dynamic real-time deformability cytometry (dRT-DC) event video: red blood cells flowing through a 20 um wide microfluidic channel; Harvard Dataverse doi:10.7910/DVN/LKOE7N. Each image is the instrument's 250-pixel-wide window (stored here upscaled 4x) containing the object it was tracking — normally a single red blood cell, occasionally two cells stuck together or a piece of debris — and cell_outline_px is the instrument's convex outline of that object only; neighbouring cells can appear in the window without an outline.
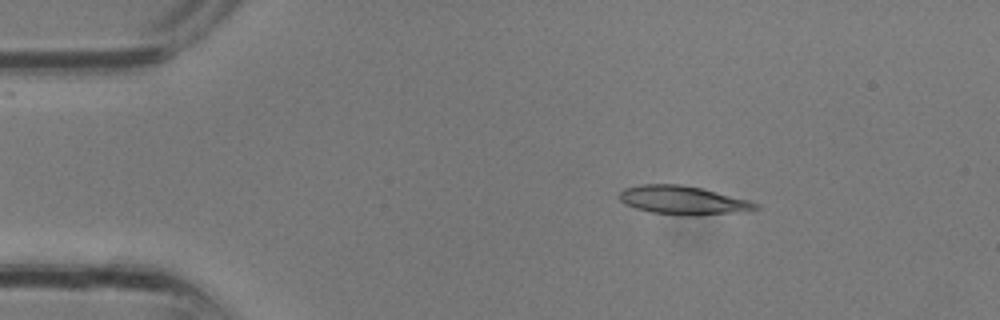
{"species": "common noctule bat (a hibernating species)", "species_latin": "Nyctalus noctula", "temperature_condition": "room temperature", "stored_images_in_passage": 15, "camera_frame_rate_fps": 3000, "um_per_image_px": 0.085, "animal": {"sex": "male", "body_mass_g": 13.3}, "frame": {"image": 1, "passage_image": 5, "time_ms": 1.333, "image_size_px": [1000, 320], "cell_outline_px": [[760, 208], [748, 212], [696, 216], [684, 216], [652, 212], [636, 208], [624, 204], [620, 200], [620, 192], [624, 188], [640, 184], [680, 184], [700, 188], [748, 200], [760, 204]], "centroid_in_image_um": [58.1, 17.04], "position_along_channel_um": 26.9, "area_um2": 22.95}}
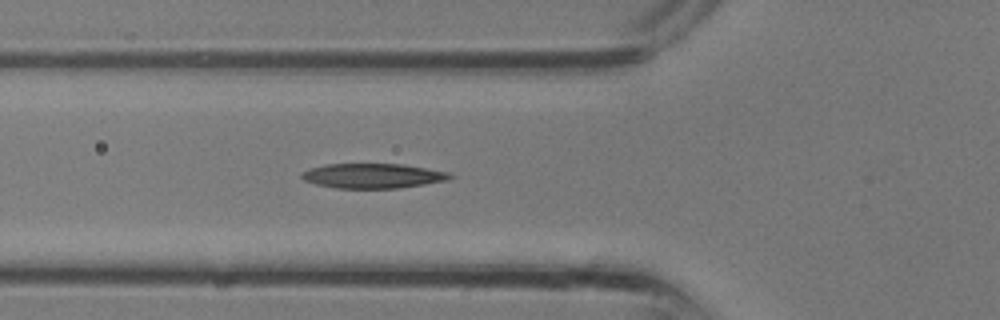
{"frame": {"image": 2, "passage_image": 11, "time_ms": 3.333, "image_size_px": [1000, 320], "cell_outline_px": [[456, 176], [448, 180], [400, 188], [336, 188], [316, 184], [304, 180], [300, 176], [304, 172], [312, 168], [324, 164], [404, 164], [448, 172]], "centroid_in_image_um": [31.73, 14.94], "position_along_channel_um": 94.1, "area_um2": 21.33}}
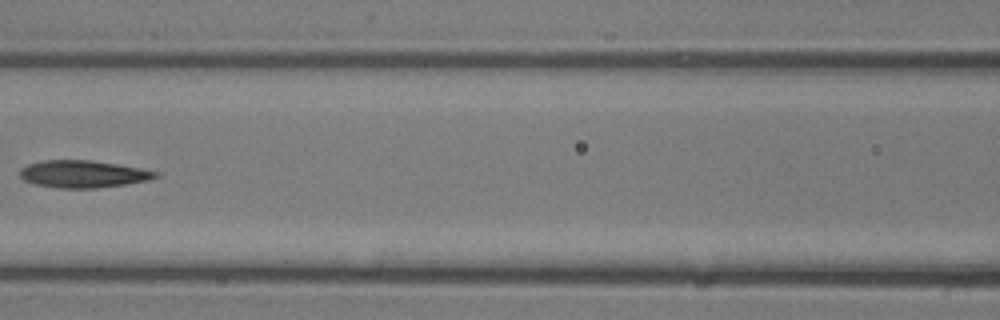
{"frame": {"image": 3, "passage_image": 14, "time_ms": 4.333, "image_size_px": [1000, 320], "cell_outline_px": [[160, 176], [148, 180], [124, 184], [96, 188], [60, 188], [36, 184], [24, 180], [20, 176], [20, 168], [28, 164], [44, 160], [92, 160], [140, 168], [160, 172]], "centroid_in_image_um": [7.07, 14.78], "position_along_channel_um": 159.5, "area_um2": 21.44}}